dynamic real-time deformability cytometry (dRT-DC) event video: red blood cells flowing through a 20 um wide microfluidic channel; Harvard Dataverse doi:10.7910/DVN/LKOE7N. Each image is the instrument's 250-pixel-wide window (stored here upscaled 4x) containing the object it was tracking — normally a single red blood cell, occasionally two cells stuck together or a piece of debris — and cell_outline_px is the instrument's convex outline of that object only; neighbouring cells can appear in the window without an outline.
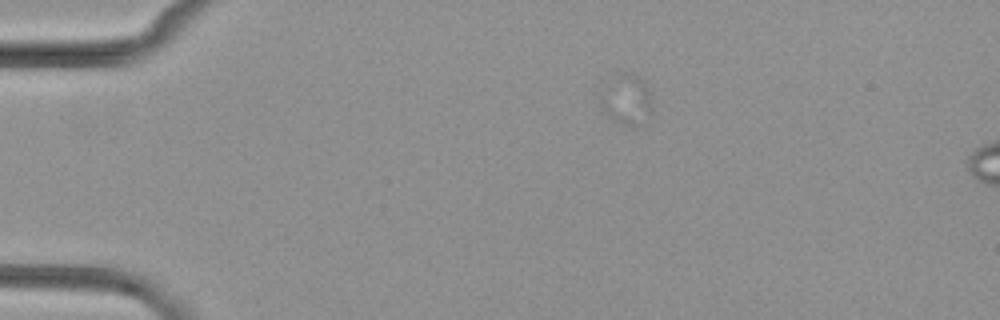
{"species": "common noctule bat (a hibernating species)", "species_latin": "Nyctalus noctula", "temperature_condition": "cold", "stored_images_in_passage": 4, "camera_frame_rate_fps": 3000, "um_per_image_px": 0.085, "animal": {"sex": "female", "body_mass_g": 29.2, "forearm_length_mm": 56.3}, "frame": {"image": 1, "passage_image": 1, "time_ms": 0.0, "image_size_px": [1000, 320], "cell_outline_px": [[652, 108], [636, 124], [620, 124], [608, 120], [600, 104], [600, 92], [616, 72], [628, 72], [640, 76], [644, 80], [648, 92]], "centroid_in_image_um": [53.16, 8.39], "position_along_channel_um": 31.8, "area_um2": 15.03}}